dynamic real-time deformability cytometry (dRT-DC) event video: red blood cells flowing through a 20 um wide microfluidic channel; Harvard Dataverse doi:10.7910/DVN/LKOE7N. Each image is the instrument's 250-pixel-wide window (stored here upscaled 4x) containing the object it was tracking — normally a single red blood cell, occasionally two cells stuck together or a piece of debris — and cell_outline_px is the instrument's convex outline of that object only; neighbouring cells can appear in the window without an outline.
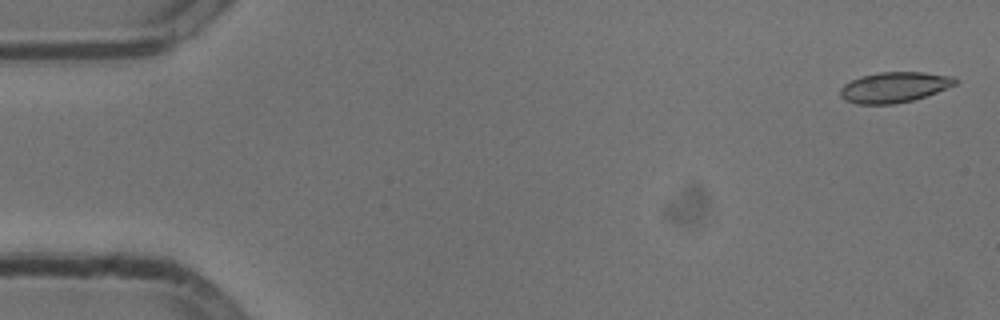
{"species": "common noctule bat (a hibernating species)", "species_latin": "Nyctalus noctula", "temperature_condition": "cold", "stored_images_in_passage": 9, "camera_frame_rate_fps": 3000, "um_per_image_px": 0.085, "animal": {"sex": "male", "body_mass_g": 13.3}, "frame": {"image": 1, "passage_image": 2, "time_ms": 0.333, "image_size_px": [1000, 320], "cell_outline_px": [[960, 80], [956, 84], [936, 92], [912, 100], [892, 104], [856, 104], [840, 96], [840, 88], [844, 84], [860, 76], [880, 72], [924, 72], [952, 76]], "centroid_in_image_um": [76.02, 7.4], "position_along_channel_um": 9.0, "area_um2": 20.29}}